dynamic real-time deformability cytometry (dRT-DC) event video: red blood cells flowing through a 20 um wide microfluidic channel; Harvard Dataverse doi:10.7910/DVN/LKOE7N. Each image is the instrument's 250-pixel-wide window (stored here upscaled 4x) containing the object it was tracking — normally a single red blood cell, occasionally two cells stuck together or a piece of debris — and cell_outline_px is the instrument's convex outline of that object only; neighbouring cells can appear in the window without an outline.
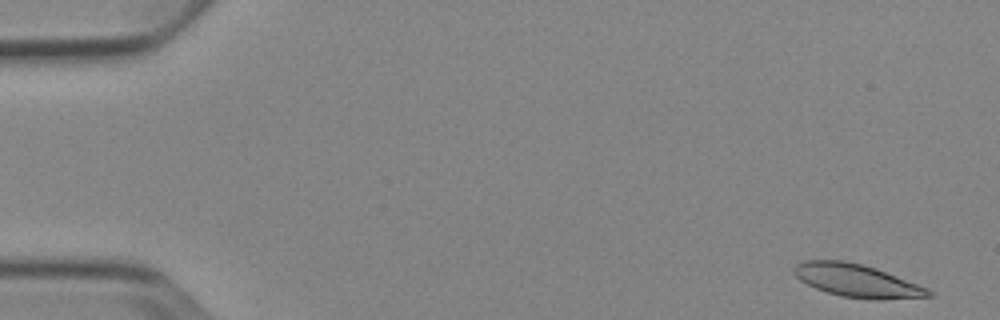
{"species": "Egyptian fruit bat (a non-hibernating species)", "species_latin": "Rousettus aegyptiacus", "temperature_condition": "cold", "stored_images_in_passage": 4, "camera_frame_rate_fps": 3000, "um_per_image_px": 0.085, "animal": {"sex": "female"}, "frame": {"image": 1, "passage_image": 1, "time_ms": 0.0, "image_size_px": [1000, 320], "cell_outline_px": [[932, 296], [880, 300], [872, 300], [840, 296], [816, 288], [800, 280], [792, 272], [792, 268], [796, 264], [804, 260], [844, 260], [864, 264], [876, 268], [928, 288], [932, 292]], "centroid_in_image_um": [72.82, 23.85], "position_along_channel_um": 12.2, "area_um2": 25.89}}
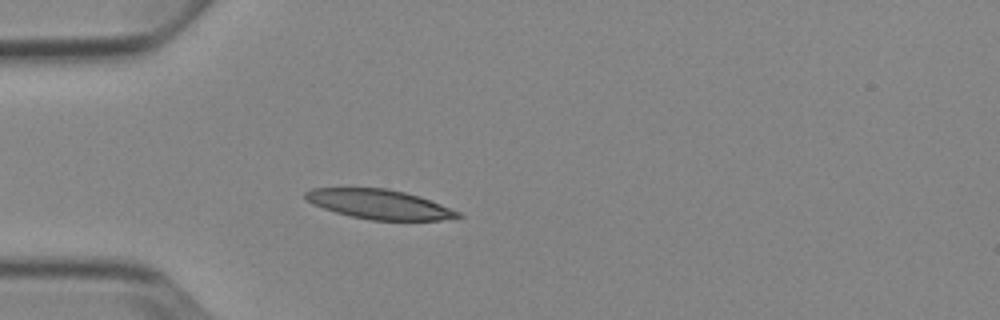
{"frame": {"image": 2, "passage_image": 4, "time_ms": 4.333, "image_size_px": [1000, 320], "cell_outline_px": [[464, 216], [440, 220], [368, 220], [336, 212], [312, 204], [304, 196], [304, 192], [312, 188], [388, 188], [420, 196], [460, 212]], "centroid_in_image_um": [32.24, 17.36], "position_along_channel_um": 52.8, "area_um2": 26.07}}